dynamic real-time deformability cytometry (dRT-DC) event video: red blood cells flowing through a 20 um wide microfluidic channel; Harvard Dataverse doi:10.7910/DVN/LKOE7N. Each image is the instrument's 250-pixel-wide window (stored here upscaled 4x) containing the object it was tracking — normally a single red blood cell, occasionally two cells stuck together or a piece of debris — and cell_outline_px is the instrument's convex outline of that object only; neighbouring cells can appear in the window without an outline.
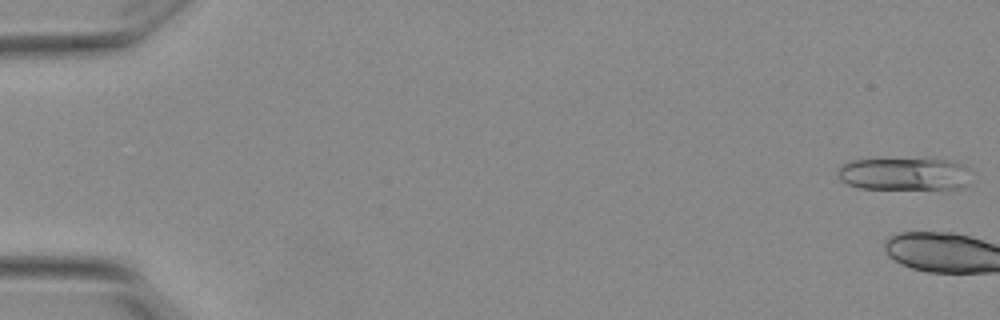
{"species": "Egyptian fruit bat (a non-hibernating species)", "species_latin": "Rousettus aegyptiacus", "temperature_condition": "warm", "stored_images_in_passage": 4, "camera_frame_rate_fps": 3000, "um_per_image_px": 0.085, "animal": {"sex": "female"}, "frame": {"image": 1, "passage_image": 1, "time_ms": 0.0, "image_size_px": [1000, 320], "cell_outline_px": [[968, 184], [960, 188], [860, 188], [848, 184], [840, 180], [836, 172], [840, 164], [852, 160], [944, 160], [964, 164], [968, 168]], "centroid_in_image_um": [76.81, 14.79], "position_along_channel_um": 8.2, "area_um2": 24.85}}